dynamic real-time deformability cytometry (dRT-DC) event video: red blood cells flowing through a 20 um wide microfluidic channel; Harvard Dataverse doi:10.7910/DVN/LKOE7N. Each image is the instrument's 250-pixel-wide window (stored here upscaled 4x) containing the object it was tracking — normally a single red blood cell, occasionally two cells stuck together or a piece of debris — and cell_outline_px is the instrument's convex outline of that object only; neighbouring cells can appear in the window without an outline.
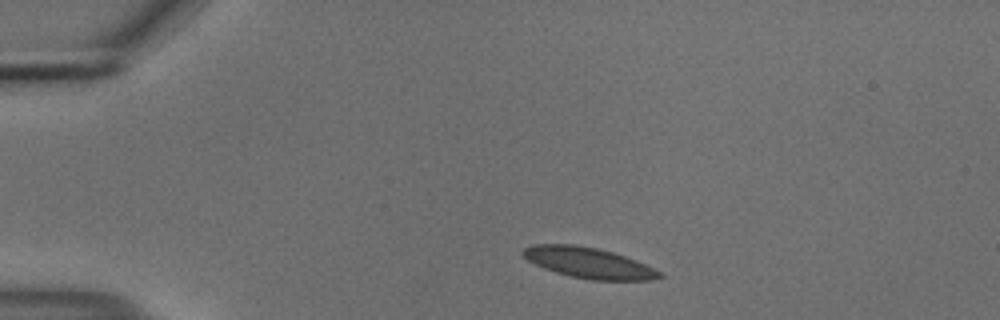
{"species": "common noctule bat (a hibernating species)", "species_latin": "Nyctalus noctula", "temperature_condition": "cold", "stored_images_in_passage": 44, "camera_frame_rate_fps": 3000, "um_per_image_px": 0.085, "animal": {"sex": "male", "body_mass_g": 18.8}, "frame": {"image": 1, "passage_image": 1, "time_ms": 0.0, "image_size_px": [1000, 320], "cell_outline_px": [[664, 276], [652, 280], [592, 280], [572, 276], [556, 272], [544, 268], [528, 260], [520, 252], [524, 248], [532, 244], [572, 244], [596, 248], [612, 252], [636, 260], [660, 272]], "centroid_in_image_um": [50.01, 22.33], "position_along_channel_um": 35.0, "area_um2": 24.1}}
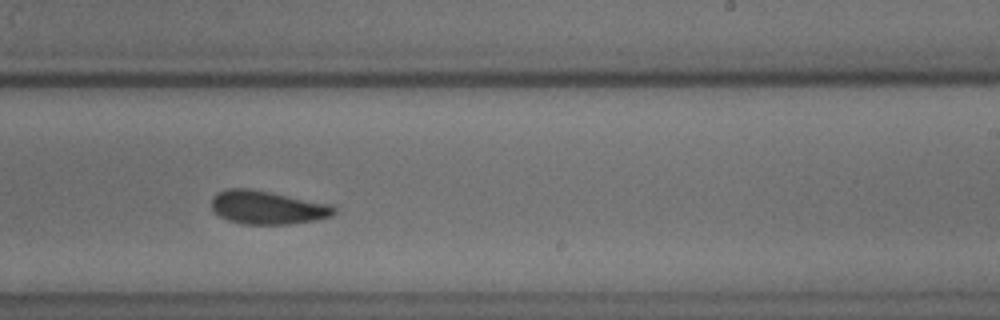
{"frame": {"image": 2, "passage_image": 24, "time_ms": 7.667, "image_size_px": [1000, 320], "cell_outline_px": [[336, 212], [332, 216], [316, 220], [292, 224], [244, 224], [228, 220], [220, 216], [212, 208], [212, 196], [216, 192], [228, 188], [248, 188], [328, 204], [336, 208]], "centroid_in_image_um": [22.7, 17.64], "position_along_channel_um": 266.3, "area_um2": 23.64}}
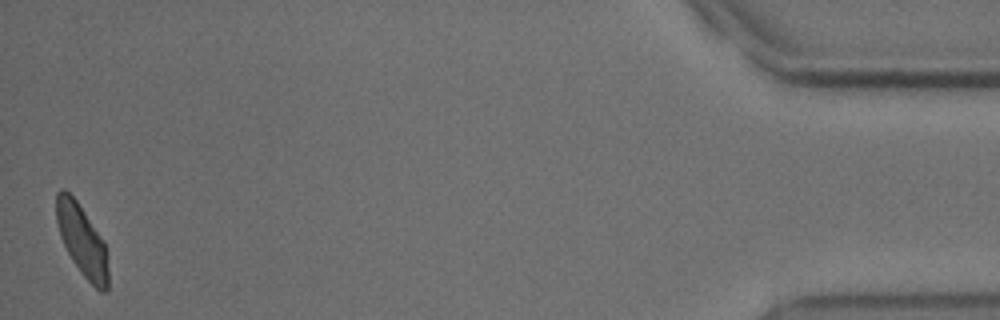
{"frame": {"image": 3, "passage_image": 44, "time_ms": 14.333, "image_size_px": [1000, 320], "cell_outline_px": [[108, 292], [100, 292], [80, 272], [72, 260], [60, 236], [56, 220], [56, 192], [60, 188], [64, 188], [76, 200], [104, 240], [108, 272]], "centroid_in_image_um": [6.97, 20.43], "position_along_channel_um": 428.2, "area_um2": 21.44}, "authors_computed_cell_mechanics": {"area_um2": 23.5535, "velocity_mm_per_s": 3.675, "shape_relaxation_time_tau1_ms": 3.7423, "shape_relaxation_time_tau2_ms": 3.301, "deformation_change_tau1": 0.0963, "deformation_change_tau2": 0.0804}}